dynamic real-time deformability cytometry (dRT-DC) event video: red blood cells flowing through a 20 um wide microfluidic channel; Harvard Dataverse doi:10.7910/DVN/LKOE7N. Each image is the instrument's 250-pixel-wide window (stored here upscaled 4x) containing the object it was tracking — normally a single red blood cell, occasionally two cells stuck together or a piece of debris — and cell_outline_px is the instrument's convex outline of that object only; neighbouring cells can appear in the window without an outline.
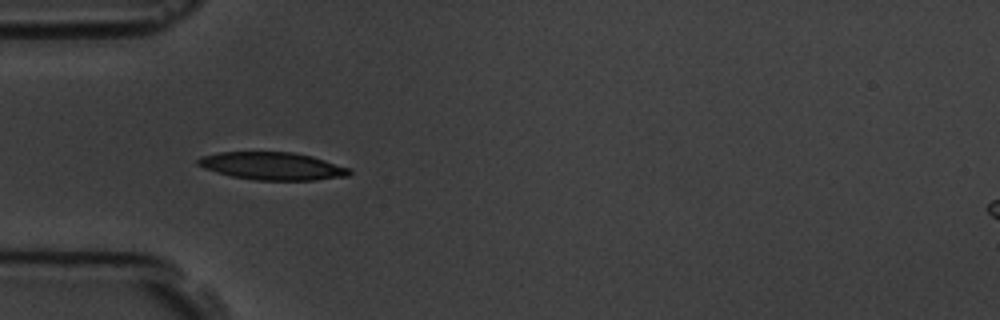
{"species": "common noctule bat (a hibernating species)", "species_latin": "Nyctalus noctula", "temperature_condition": "room temperature", "stored_images_in_passage": 6, "camera_frame_rate_fps": 3000, "um_per_image_px": 0.085, "animal": {"sex": "male", "body_mass_g": 19.5, "forearm_length_mm": 54.6}, "frame": {"image": 1, "passage_image": 5, "time_ms": 5.333, "image_size_px": [1000, 320], "cell_outline_px": [[352, 172], [348, 176], [316, 180], [256, 180], [232, 176], [216, 172], [204, 168], [196, 164], [196, 160], [200, 156], [220, 152], [292, 152], [312, 156], [348, 168]], "centroid_in_image_um": [23.11, 14.11], "position_along_channel_um": 61.9, "area_um2": 24.33}}
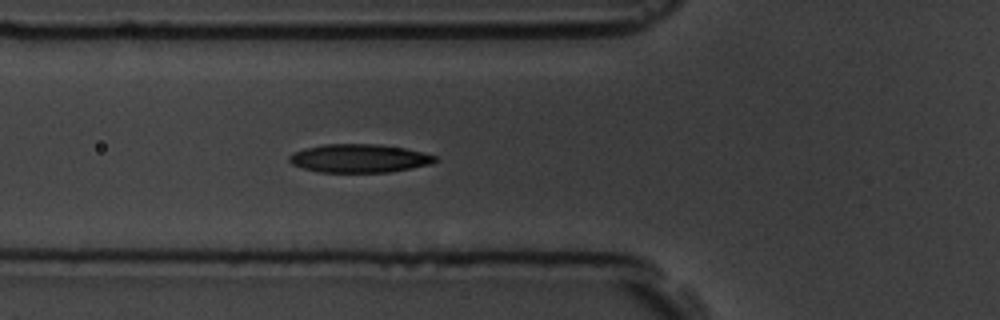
{"frame": {"image": 2, "passage_image": 6, "time_ms": 6.333, "image_size_px": [1000, 320], "cell_outline_px": [[436, 160], [428, 164], [412, 168], [388, 172], [320, 172], [304, 168], [292, 164], [288, 160], [288, 156], [304, 148], [324, 144], [376, 144], [404, 148], [436, 156]], "centroid_in_image_um": [30.49, 13.46], "position_along_channel_um": 95.3, "area_um2": 23.81}}